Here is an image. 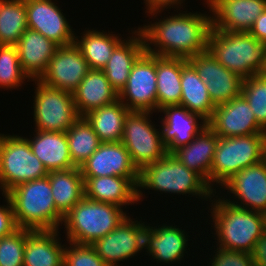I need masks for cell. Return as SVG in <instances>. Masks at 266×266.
Listing matches in <instances>:
<instances>
[{
    "instance_id": "1",
    "label": "cell",
    "mask_w": 266,
    "mask_h": 266,
    "mask_svg": "<svg viewBox=\"0 0 266 266\" xmlns=\"http://www.w3.org/2000/svg\"><path fill=\"white\" fill-rule=\"evenodd\" d=\"M208 15L197 11L182 12L138 27L143 34L146 51L154 55L185 59L205 52L212 28V15Z\"/></svg>"
},
{
    "instance_id": "2",
    "label": "cell",
    "mask_w": 266,
    "mask_h": 266,
    "mask_svg": "<svg viewBox=\"0 0 266 266\" xmlns=\"http://www.w3.org/2000/svg\"><path fill=\"white\" fill-rule=\"evenodd\" d=\"M216 195L211 203V217L218 247L251 253L255 242L265 232L264 215L240 208ZM218 198V199H217Z\"/></svg>"
},
{
    "instance_id": "3",
    "label": "cell",
    "mask_w": 266,
    "mask_h": 266,
    "mask_svg": "<svg viewBox=\"0 0 266 266\" xmlns=\"http://www.w3.org/2000/svg\"><path fill=\"white\" fill-rule=\"evenodd\" d=\"M18 228L35 230L60 229L64 217L56 210L48 175L22 183L8 191Z\"/></svg>"
},
{
    "instance_id": "4",
    "label": "cell",
    "mask_w": 266,
    "mask_h": 266,
    "mask_svg": "<svg viewBox=\"0 0 266 266\" xmlns=\"http://www.w3.org/2000/svg\"><path fill=\"white\" fill-rule=\"evenodd\" d=\"M207 50L221 65L243 79L266 72V43L249 32L211 28Z\"/></svg>"
},
{
    "instance_id": "5",
    "label": "cell",
    "mask_w": 266,
    "mask_h": 266,
    "mask_svg": "<svg viewBox=\"0 0 266 266\" xmlns=\"http://www.w3.org/2000/svg\"><path fill=\"white\" fill-rule=\"evenodd\" d=\"M142 188L162 194L163 192L185 194V196L189 194L206 201H210L217 193L216 188L212 189L199 174L188 169L173 154L169 153L159 161L145 166L139 172L138 202L143 201Z\"/></svg>"
},
{
    "instance_id": "6",
    "label": "cell",
    "mask_w": 266,
    "mask_h": 266,
    "mask_svg": "<svg viewBox=\"0 0 266 266\" xmlns=\"http://www.w3.org/2000/svg\"><path fill=\"white\" fill-rule=\"evenodd\" d=\"M121 207L84 197L63 219L66 240L92 244L116 229L128 216Z\"/></svg>"
},
{
    "instance_id": "7",
    "label": "cell",
    "mask_w": 266,
    "mask_h": 266,
    "mask_svg": "<svg viewBox=\"0 0 266 266\" xmlns=\"http://www.w3.org/2000/svg\"><path fill=\"white\" fill-rule=\"evenodd\" d=\"M265 145L266 134L219 138L210 172V187L222 186L234 174L264 160Z\"/></svg>"
},
{
    "instance_id": "8",
    "label": "cell",
    "mask_w": 266,
    "mask_h": 266,
    "mask_svg": "<svg viewBox=\"0 0 266 266\" xmlns=\"http://www.w3.org/2000/svg\"><path fill=\"white\" fill-rule=\"evenodd\" d=\"M33 154L26 137L0 134V189L2 195L16 186L48 175Z\"/></svg>"
},
{
    "instance_id": "9",
    "label": "cell",
    "mask_w": 266,
    "mask_h": 266,
    "mask_svg": "<svg viewBox=\"0 0 266 266\" xmlns=\"http://www.w3.org/2000/svg\"><path fill=\"white\" fill-rule=\"evenodd\" d=\"M152 114L153 112L130 111L124 120L121 142L139 172L167 154L160 128H155V124L150 120Z\"/></svg>"
},
{
    "instance_id": "10",
    "label": "cell",
    "mask_w": 266,
    "mask_h": 266,
    "mask_svg": "<svg viewBox=\"0 0 266 266\" xmlns=\"http://www.w3.org/2000/svg\"><path fill=\"white\" fill-rule=\"evenodd\" d=\"M31 81L37 83L33 103L35 130L66 132L80 118L72 92Z\"/></svg>"
},
{
    "instance_id": "11",
    "label": "cell",
    "mask_w": 266,
    "mask_h": 266,
    "mask_svg": "<svg viewBox=\"0 0 266 266\" xmlns=\"http://www.w3.org/2000/svg\"><path fill=\"white\" fill-rule=\"evenodd\" d=\"M156 55L146 50L131 68L119 100L130 110L157 112Z\"/></svg>"
},
{
    "instance_id": "12",
    "label": "cell",
    "mask_w": 266,
    "mask_h": 266,
    "mask_svg": "<svg viewBox=\"0 0 266 266\" xmlns=\"http://www.w3.org/2000/svg\"><path fill=\"white\" fill-rule=\"evenodd\" d=\"M146 227L141 220L133 221L127 216L116 229L91 245L108 266H118L120 261L133 258L144 250Z\"/></svg>"
},
{
    "instance_id": "13",
    "label": "cell",
    "mask_w": 266,
    "mask_h": 266,
    "mask_svg": "<svg viewBox=\"0 0 266 266\" xmlns=\"http://www.w3.org/2000/svg\"><path fill=\"white\" fill-rule=\"evenodd\" d=\"M188 61L207 84L211 101L215 106L241 95L243 78L221 65L208 50L194 55Z\"/></svg>"
},
{
    "instance_id": "14",
    "label": "cell",
    "mask_w": 266,
    "mask_h": 266,
    "mask_svg": "<svg viewBox=\"0 0 266 266\" xmlns=\"http://www.w3.org/2000/svg\"><path fill=\"white\" fill-rule=\"evenodd\" d=\"M89 70L87 61L73 43L57 48L38 80L48 87L73 92Z\"/></svg>"
},
{
    "instance_id": "15",
    "label": "cell",
    "mask_w": 266,
    "mask_h": 266,
    "mask_svg": "<svg viewBox=\"0 0 266 266\" xmlns=\"http://www.w3.org/2000/svg\"><path fill=\"white\" fill-rule=\"evenodd\" d=\"M207 124L219 138L266 134L242 95L215 106Z\"/></svg>"
},
{
    "instance_id": "16",
    "label": "cell",
    "mask_w": 266,
    "mask_h": 266,
    "mask_svg": "<svg viewBox=\"0 0 266 266\" xmlns=\"http://www.w3.org/2000/svg\"><path fill=\"white\" fill-rule=\"evenodd\" d=\"M220 188L230 191L229 193L235 196V201L224 198L225 201L240 208L266 213V160L234 174Z\"/></svg>"
},
{
    "instance_id": "17",
    "label": "cell",
    "mask_w": 266,
    "mask_h": 266,
    "mask_svg": "<svg viewBox=\"0 0 266 266\" xmlns=\"http://www.w3.org/2000/svg\"><path fill=\"white\" fill-rule=\"evenodd\" d=\"M27 27L39 32L56 45L74 43L76 34L62 10L52 0H25Z\"/></svg>"
},
{
    "instance_id": "18",
    "label": "cell",
    "mask_w": 266,
    "mask_h": 266,
    "mask_svg": "<svg viewBox=\"0 0 266 266\" xmlns=\"http://www.w3.org/2000/svg\"><path fill=\"white\" fill-rule=\"evenodd\" d=\"M212 12V28L229 32H248L266 10V0H205Z\"/></svg>"
},
{
    "instance_id": "19",
    "label": "cell",
    "mask_w": 266,
    "mask_h": 266,
    "mask_svg": "<svg viewBox=\"0 0 266 266\" xmlns=\"http://www.w3.org/2000/svg\"><path fill=\"white\" fill-rule=\"evenodd\" d=\"M159 112L164 113L160 121V132L162 143L169 154L189 144L208 125L201 116L191 113L181 105L164 106Z\"/></svg>"
},
{
    "instance_id": "20",
    "label": "cell",
    "mask_w": 266,
    "mask_h": 266,
    "mask_svg": "<svg viewBox=\"0 0 266 266\" xmlns=\"http://www.w3.org/2000/svg\"><path fill=\"white\" fill-rule=\"evenodd\" d=\"M80 171L83 177H139V171L122 142L101 143L81 165Z\"/></svg>"
},
{
    "instance_id": "21",
    "label": "cell",
    "mask_w": 266,
    "mask_h": 266,
    "mask_svg": "<svg viewBox=\"0 0 266 266\" xmlns=\"http://www.w3.org/2000/svg\"><path fill=\"white\" fill-rule=\"evenodd\" d=\"M84 197L96 202L122 206L138 202L139 177H83Z\"/></svg>"
},
{
    "instance_id": "22",
    "label": "cell",
    "mask_w": 266,
    "mask_h": 266,
    "mask_svg": "<svg viewBox=\"0 0 266 266\" xmlns=\"http://www.w3.org/2000/svg\"><path fill=\"white\" fill-rule=\"evenodd\" d=\"M176 226L166 223L158 228L147 225L144 234V249L157 263H179L187 253L189 235Z\"/></svg>"
},
{
    "instance_id": "23",
    "label": "cell",
    "mask_w": 266,
    "mask_h": 266,
    "mask_svg": "<svg viewBox=\"0 0 266 266\" xmlns=\"http://www.w3.org/2000/svg\"><path fill=\"white\" fill-rule=\"evenodd\" d=\"M16 47L22 70L31 80H38L46 71L59 46L39 32L28 28Z\"/></svg>"
},
{
    "instance_id": "24",
    "label": "cell",
    "mask_w": 266,
    "mask_h": 266,
    "mask_svg": "<svg viewBox=\"0 0 266 266\" xmlns=\"http://www.w3.org/2000/svg\"><path fill=\"white\" fill-rule=\"evenodd\" d=\"M134 36L124 39L113 51L102 71L112 87L119 92L126 86L131 68L139 56L146 50L142 32L136 29Z\"/></svg>"
},
{
    "instance_id": "25",
    "label": "cell",
    "mask_w": 266,
    "mask_h": 266,
    "mask_svg": "<svg viewBox=\"0 0 266 266\" xmlns=\"http://www.w3.org/2000/svg\"><path fill=\"white\" fill-rule=\"evenodd\" d=\"M218 140L217 134L207 125L189 144L176 149L172 154L210 186V172Z\"/></svg>"
},
{
    "instance_id": "26",
    "label": "cell",
    "mask_w": 266,
    "mask_h": 266,
    "mask_svg": "<svg viewBox=\"0 0 266 266\" xmlns=\"http://www.w3.org/2000/svg\"><path fill=\"white\" fill-rule=\"evenodd\" d=\"M72 94L80 116L119 99L118 92L109 83L105 73L98 69H90Z\"/></svg>"
},
{
    "instance_id": "27",
    "label": "cell",
    "mask_w": 266,
    "mask_h": 266,
    "mask_svg": "<svg viewBox=\"0 0 266 266\" xmlns=\"http://www.w3.org/2000/svg\"><path fill=\"white\" fill-rule=\"evenodd\" d=\"M57 230H35L26 236L23 266H64V247Z\"/></svg>"
},
{
    "instance_id": "28",
    "label": "cell",
    "mask_w": 266,
    "mask_h": 266,
    "mask_svg": "<svg viewBox=\"0 0 266 266\" xmlns=\"http://www.w3.org/2000/svg\"><path fill=\"white\" fill-rule=\"evenodd\" d=\"M34 137L26 138L32 152L48 172L75 168L72 163L65 132L36 130Z\"/></svg>"
},
{
    "instance_id": "29",
    "label": "cell",
    "mask_w": 266,
    "mask_h": 266,
    "mask_svg": "<svg viewBox=\"0 0 266 266\" xmlns=\"http://www.w3.org/2000/svg\"><path fill=\"white\" fill-rule=\"evenodd\" d=\"M188 59L156 55L157 111L164 106L180 105L182 66Z\"/></svg>"
},
{
    "instance_id": "30",
    "label": "cell",
    "mask_w": 266,
    "mask_h": 266,
    "mask_svg": "<svg viewBox=\"0 0 266 266\" xmlns=\"http://www.w3.org/2000/svg\"><path fill=\"white\" fill-rule=\"evenodd\" d=\"M181 87L180 105L208 122L212 117L215 105L211 101L207 84L202 81L189 61L182 66Z\"/></svg>"
},
{
    "instance_id": "31",
    "label": "cell",
    "mask_w": 266,
    "mask_h": 266,
    "mask_svg": "<svg viewBox=\"0 0 266 266\" xmlns=\"http://www.w3.org/2000/svg\"><path fill=\"white\" fill-rule=\"evenodd\" d=\"M48 177L56 210L64 217L84 198V178L78 167L50 171Z\"/></svg>"
},
{
    "instance_id": "32",
    "label": "cell",
    "mask_w": 266,
    "mask_h": 266,
    "mask_svg": "<svg viewBox=\"0 0 266 266\" xmlns=\"http://www.w3.org/2000/svg\"><path fill=\"white\" fill-rule=\"evenodd\" d=\"M130 110L118 99L89 111L84 117L92 125L102 143L121 142L124 120Z\"/></svg>"
},
{
    "instance_id": "33",
    "label": "cell",
    "mask_w": 266,
    "mask_h": 266,
    "mask_svg": "<svg viewBox=\"0 0 266 266\" xmlns=\"http://www.w3.org/2000/svg\"><path fill=\"white\" fill-rule=\"evenodd\" d=\"M109 33V34H108ZM86 30L79 39L75 37L74 43L81 51L90 69L102 70L110 59L114 49L123 41L112 32ZM112 33V34H110Z\"/></svg>"
},
{
    "instance_id": "34",
    "label": "cell",
    "mask_w": 266,
    "mask_h": 266,
    "mask_svg": "<svg viewBox=\"0 0 266 266\" xmlns=\"http://www.w3.org/2000/svg\"><path fill=\"white\" fill-rule=\"evenodd\" d=\"M65 133L72 163L78 168L102 143L84 116H80Z\"/></svg>"
},
{
    "instance_id": "35",
    "label": "cell",
    "mask_w": 266,
    "mask_h": 266,
    "mask_svg": "<svg viewBox=\"0 0 266 266\" xmlns=\"http://www.w3.org/2000/svg\"><path fill=\"white\" fill-rule=\"evenodd\" d=\"M27 29L25 0H3L0 4V45L16 46Z\"/></svg>"
},
{
    "instance_id": "36",
    "label": "cell",
    "mask_w": 266,
    "mask_h": 266,
    "mask_svg": "<svg viewBox=\"0 0 266 266\" xmlns=\"http://www.w3.org/2000/svg\"><path fill=\"white\" fill-rule=\"evenodd\" d=\"M25 79L30 80L22 70L17 47L0 45V88L16 89L24 84Z\"/></svg>"
},
{
    "instance_id": "37",
    "label": "cell",
    "mask_w": 266,
    "mask_h": 266,
    "mask_svg": "<svg viewBox=\"0 0 266 266\" xmlns=\"http://www.w3.org/2000/svg\"><path fill=\"white\" fill-rule=\"evenodd\" d=\"M241 95L253 110L257 123L266 131V73L243 79Z\"/></svg>"
},
{
    "instance_id": "38",
    "label": "cell",
    "mask_w": 266,
    "mask_h": 266,
    "mask_svg": "<svg viewBox=\"0 0 266 266\" xmlns=\"http://www.w3.org/2000/svg\"><path fill=\"white\" fill-rule=\"evenodd\" d=\"M31 231L18 228L0 238V266H23L26 236Z\"/></svg>"
},
{
    "instance_id": "39",
    "label": "cell",
    "mask_w": 266,
    "mask_h": 266,
    "mask_svg": "<svg viewBox=\"0 0 266 266\" xmlns=\"http://www.w3.org/2000/svg\"><path fill=\"white\" fill-rule=\"evenodd\" d=\"M67 242L70 247H64V266H108L91 244Z\"/></svg>"
},
{
    "instance_id": "40",
    "label": "cell",
    "mask_w": 266,
    "mask_h": 266,
    "mask_svg": "<svg viewBox=\"0 0 266 266\" xmlns=\"http://www.w3.org/2000/svg\"><path fill=\"white\" fill-rule=\"evenodd\" d=\"M210 266H255L251 253L217 247Z\"/></svg>"
},
{
    "instance_id": "41",
    "label": "cell",
    "mask_w": 266,
    "mask_h": 266,
    "mask_svg": "<svg viewBox=\"0 0 266 266\" xmlns=\"http://www.w3.org/2000/svg\"><path fill=\"white\" fill-rule=\"evenodd\" d=\"M3 197L6 199L5 202L7 203V206H0V238L10 235L18 229L12 205L5 195H3Z\"/></svg>"
},
{
    "instance_id": "42",
    "label": "cell",
    "mask_w": 266,
    "mask_h": 266,
    "mask_svg": "<svg viewBox=\"0 0 266 266\" xmlns=\"http://www.w3.org/2000/svg\"><path fill=\"white\" fill-rule=\"evenodd\" d=\"M184 3L183 0H144V4L146 5L145 9L149 17V15L158 17L157 14L163 12L166 9L179 8ZM180 5V6H179ZM177 6V7H176ZM149 13V14H148Z\"/></svg>"
},
{
    "instance_id": "43",
    "label": "cell",
    "mask_w": 266,
    "mask_h": 266,
    "mask_svg": "<svg viewBox=\"0 0 266 266\" xmlns=\"http://www.w3.org/2000/svg\"><path fill=\"white\" fill-rule=\"evenodd\" d=\"M251 256L255 266H266V232L255 242Z\"/></svg>"
},
{
    "instance_id": "44",
    "label": "cell",
    "mask_w": 266,
    "mask_h": 266,
    "mask_svg": "<svg viewBox=\"0 0 266 266\" xmlns=\"http://www.w3.org/2000/svg\"><path fill=\"white\" fill-rule=\"evenodd\" d=\"M248 32L258 41L266 43V10L255 20Z\"/></svg>"
},
{
    "instance_id": "45",
    "label": "cell",
    "mask_w": 266,
    "mask_h": 266,
    "mask_svg": "<svg viewBox=\"0 0 266 266\" xmlns=\"http://www.w3.org/2000/svg\"><path fill=\"white\" fill-rule=\"evenodd\" d=\"M263 215H264V225H265V232H266V213H264Z\"/></svg>"
},
{
    "instance_id": "46",
    "label": "cell",
    "mask_w": 266,
    "mask_h": 266,
    "mask_svg": "<svg viewBox=\"0 0 266 266\" xmlns=\"http://www.w3.org/2000/svg\"><path fill=\"white\" fill-rule=\"evenodd\" d=\"M264 159L266 160V145H265V157H264Z\"/></svg>"
}]
</instances>
